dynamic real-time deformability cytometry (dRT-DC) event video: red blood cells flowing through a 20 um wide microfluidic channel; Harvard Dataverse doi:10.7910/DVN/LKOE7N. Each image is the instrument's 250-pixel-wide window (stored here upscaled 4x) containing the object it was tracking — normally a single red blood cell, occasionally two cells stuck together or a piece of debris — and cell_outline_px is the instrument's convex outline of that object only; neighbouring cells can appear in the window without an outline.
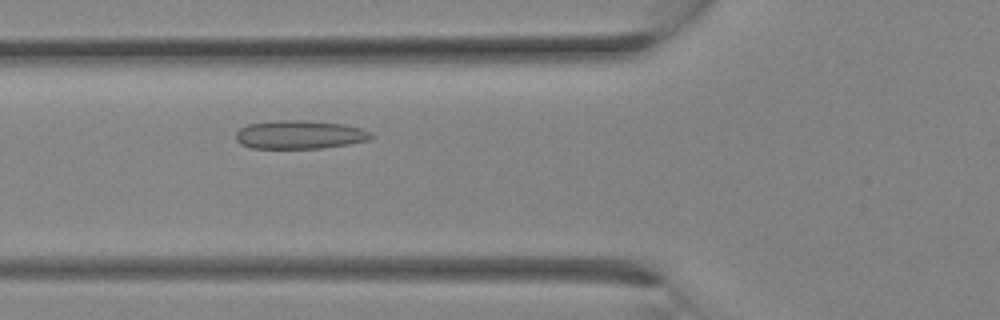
{"species": "Egyptian fruit bat (a non-hibernating species)", "species_latin": "Rousettus aegyptiacus", "temperature_condition": "room temperature", "stored_images_in_passage": 7, "camera_frame_rate_fps": 3000, "um_per_image_px": 0.085, "animal": {"sex": "female"}, "frame": {"image": 1, "passage_image": 2, "time_ms": 0.333, "image_size_px": [1000, 320], "cell_outline_px": [[376, 136], [368, 140], [348, 144], [320, 148], [252, 148], [240, 144], [236, 140], [236, 132], [240, 128], [248, 124], [280, 120], [304, 120], [344, 124], [360, 128]], "centroid_in_image_um": [25.46, 11.44], "position_along_channel_um": 100.3, "area_um2": 22.37}}
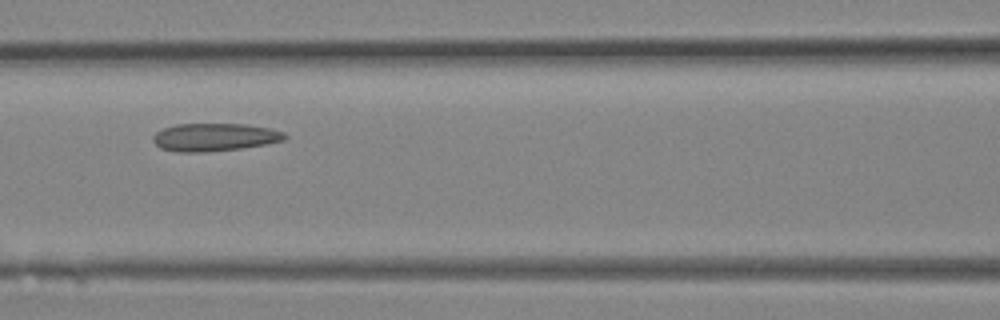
{"frame": {"image": 2, "passage_image": 4, "time_ms": 1.0, "image_size_px": [1000, 320], "cell_outline_px": [[288, 136], [284, 140], [264, 144], [240, 148], [204, 152], [176, 152], [160, 148], [152, 140], [152, 136], [156, 132], [164, 128], [176, 124], [248, 124], [268, 128], [284, 132]], "centroid_in_image_um": [18.21, 11.66], "position_along_channel_um": 148.4, "area_um2": 21.33}}
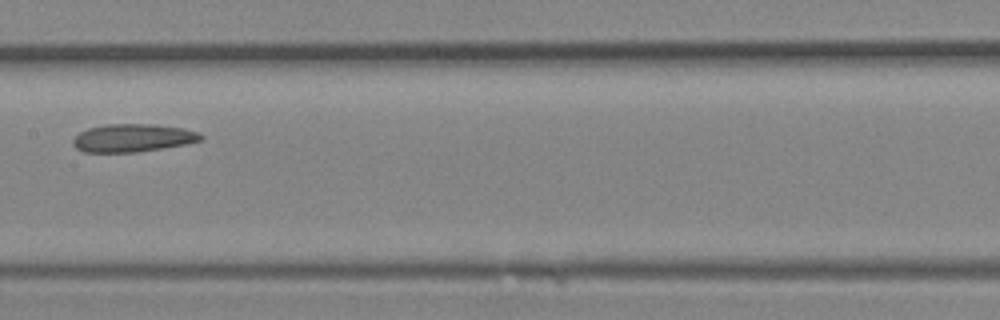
{"frame": {"image": 3, "passage_image": 6, "time_ms": 1.667, "image_size_px": [1000, 320], "cell_outline_px": [[204, 140], [188, 144], [164, 148], [136, 152], [84, 152], [76, 148], [72, 144], [72, 140], [80, 132], [88, 128], [104, 124], [156, 124], [184, 128], [200, 132], [204, 136]], "centroid_in_image_um": [11.34, 11.72], "position_along_channel_um": 196.1, "area_um2": 21.15}}